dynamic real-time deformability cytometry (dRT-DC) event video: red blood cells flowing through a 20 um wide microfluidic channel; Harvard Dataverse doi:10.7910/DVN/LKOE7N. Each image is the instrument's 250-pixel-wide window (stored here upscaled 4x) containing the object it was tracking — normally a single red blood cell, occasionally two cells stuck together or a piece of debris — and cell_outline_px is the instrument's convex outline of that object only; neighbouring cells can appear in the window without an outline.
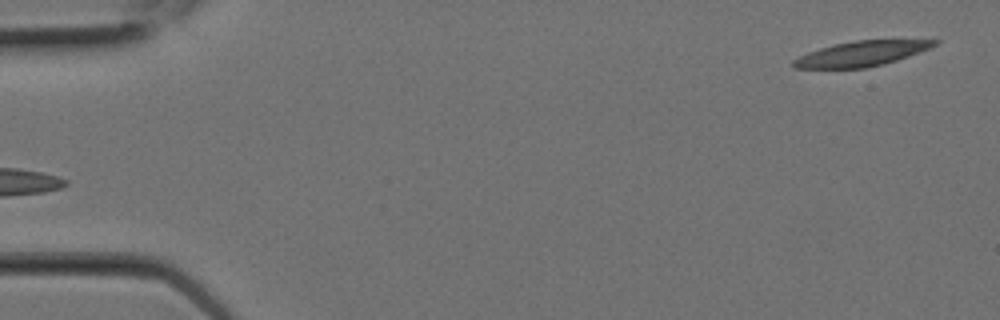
{"species": "Egyptian fruit bat (a non-hibernating species)", "species_latin": "Rousettus aegyptiacus", "temperature_condition": "room temperature", "stored_images_in_passage": 6, "segment_of_instrument_passage": [2, 2], "camera_frame_rate_fps": 3000, "um_per_image_px": 0.085, "animal": {"sex": "female"}, "frame": {"image": 1, "passage_image": 6, "time_ms": 1.667, "image_size_px": [1000, 320], "cell_outline_px": [[940, 40], [936, 44], [928, 48], [908, 56], [884, 64], [864, 68], [792, 68], [792, 60], [808, 52], [820, 48], [836, 44], [856, 40]], "centroid_in_image_um": [73.17, 4.57], "position_along_channel_um": 11.8, "area_um2": 20.23}}